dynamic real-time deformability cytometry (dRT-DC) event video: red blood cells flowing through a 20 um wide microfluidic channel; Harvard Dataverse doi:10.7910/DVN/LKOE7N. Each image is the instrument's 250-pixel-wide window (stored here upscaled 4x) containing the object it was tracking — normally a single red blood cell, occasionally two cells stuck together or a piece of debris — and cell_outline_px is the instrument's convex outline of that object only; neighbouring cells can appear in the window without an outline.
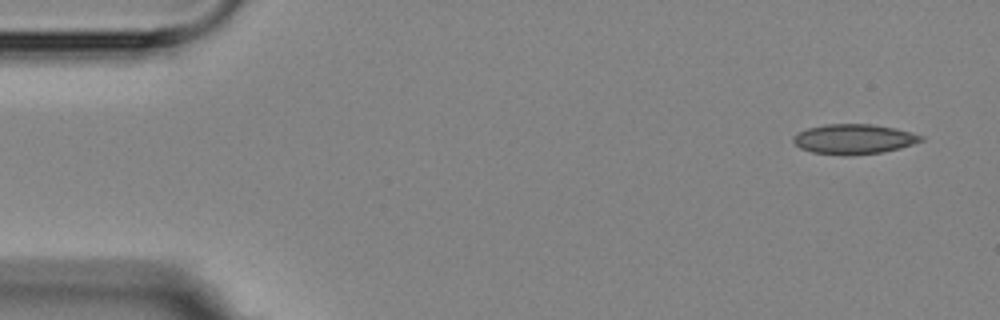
{"species": "Egyptian fruit bat (a non-hibernating species)", "species_latin": "Rousettus aegyptiacus", "temperature_condition": "room temperature", "stored_images_in_passage": 5, "camera_frame_rate_fps": 3000, "um_per_image_px": 0.085, "animal": {"sex": "female"}, "frame": {"image": 1, "passage_image": 1, "time_ms": 0.0, "image_size_px": [1000, 320], "cell_outline_px": [[924, 140], [900, 148], [884, 152], [848, 156], [844, 156], [812, 152], [800, 148], [792, 140], [792, 136], [808, 128], [824, 124], [872, 124], [896, 128], [912, 132], [924, 136]], "centroid_in_image_um": [72.59, 11.83], "position_along_channel_um": 12.4, "area_um2": 22.48}}
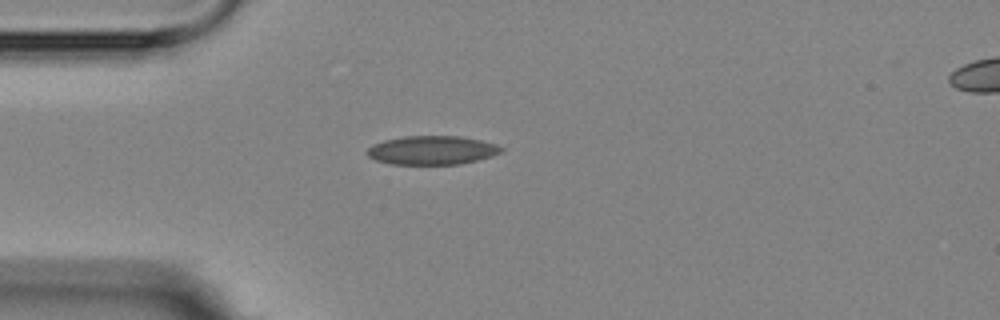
{"frame": {"image": 2, "passage_image": 4, "time_ms": 3.667, "image_size_px": [1000, 320], "cell_outline_px": [[504, 148], [500, 152], [492, 156], [460, 164], [392, 164], [376, 160], [368, 156], [368, 148], [372, 144], [384, 140], [404, 136], [460, 136], [480, 140], [496, 144]], "centroid_in_image_um": [36.72, 12.76], "position_along_channel_um": 48.3, "area_um2": 22.37}}